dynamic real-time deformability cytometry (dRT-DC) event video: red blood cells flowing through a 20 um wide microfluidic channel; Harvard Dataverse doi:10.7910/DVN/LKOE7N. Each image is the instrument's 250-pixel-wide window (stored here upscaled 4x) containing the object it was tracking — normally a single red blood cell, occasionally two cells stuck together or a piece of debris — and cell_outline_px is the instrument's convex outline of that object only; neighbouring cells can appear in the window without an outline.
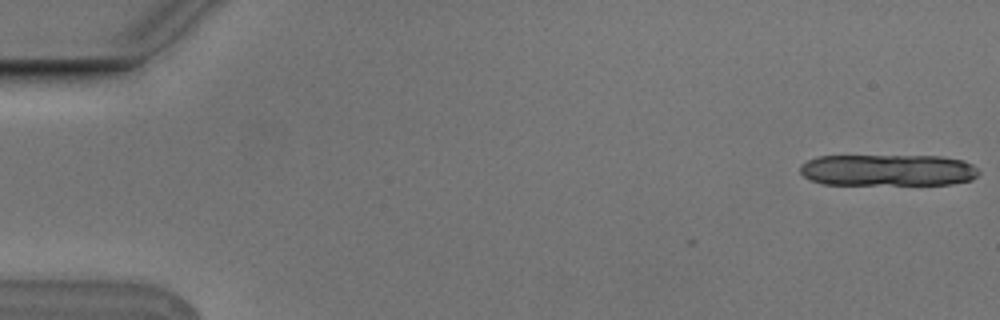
{"species": "Egyptian fruit bat (a non-hibernating species)", "species_latin": "Rousettus aegyptiacus", "temperature_condition": "cold", "stored_images_in_passage": 6, "camera_frame_rate_fps": 3000, "um_per_image_px": 0.085, "animal": {"sex": "male"}, "frame": {"image": 1, "passage_image": 1, "time_ms": 0.0, "image_size_px": [1000, 320], "cell_outline_px": [[980, 172], [972, 180], [952, 184], [820, 184], [804, 176], [800, 172], [800, 164], [808, 160], [820, 156], [940, 156], [964, 160], [972, 164]], "centroid_in_image_um": [75.48, 14.46], "position_along_channel_um": 9.5, "area_um2": 33.0}}
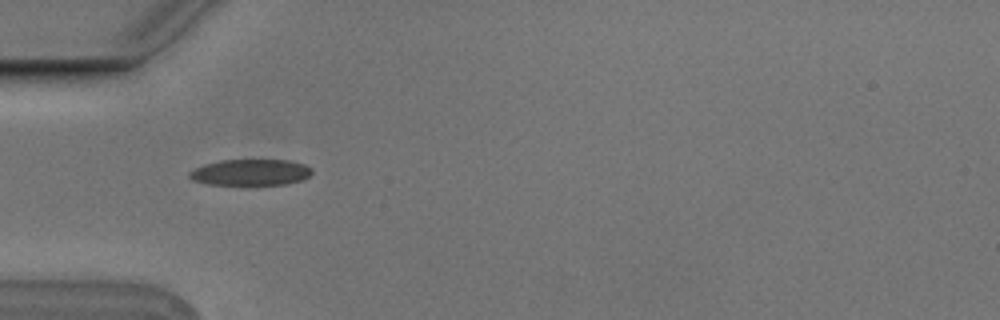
{"frame": {"image": 2, "passage_image": 5, "time_ms": 1.333, "image_size_px": [1000, 320], "cell_outline_px": [[312, 172], [308, 176], [300, 180], [288, 184], [244, 188], [208, 184], [192, 180], [188, 176], [188, 172], [204, 164], [220, 160], [288, 160], [304, 164], [312, 168]], "centroid_in_image_um": [21.27, 14.7], "position_along_channel_um": 63.7, "area_um2": 19.71}}